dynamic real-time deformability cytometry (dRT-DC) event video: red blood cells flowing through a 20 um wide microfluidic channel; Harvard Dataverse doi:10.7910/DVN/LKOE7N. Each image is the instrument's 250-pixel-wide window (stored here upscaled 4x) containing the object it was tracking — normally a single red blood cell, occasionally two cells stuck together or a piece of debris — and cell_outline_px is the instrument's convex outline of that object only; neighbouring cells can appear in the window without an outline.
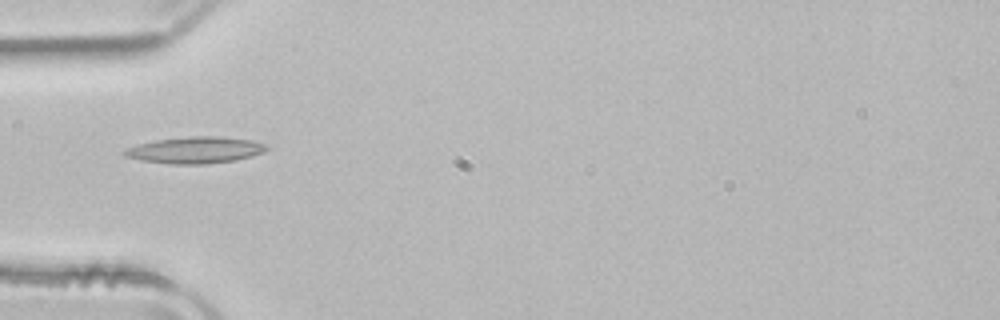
{"species": "common noctule bat (a hibernating species)", "species_latin": "Nyctalus noctula", "temperature_condition": "room temperature", "stored_images_in_passage": 52, "camera_frame_rate_fps": 3000, "um_per_image_px": 0.085, "animal": {"sex": "male", "body_mass_g": 21.5, "forearm_length_mm": 52.0}, "frame": {"image": 1, "passage_image": 17, "time_ms": 5.333, "image_size_px": [1000, 320], "cell_outline_px": [[268, 148], [264, 152], [252, 156], [236, 160], [200, 164], [172, 164], [140, 160], [124, 156], [120, 152], [124, 148], [156, 140], [188, 136], [220, 136], [252, 140], [264, 144]], "centroid_in_image_um": [16.56, 12.75], "position_along_channel_um": 68.4, "area_um2": 22.02}}
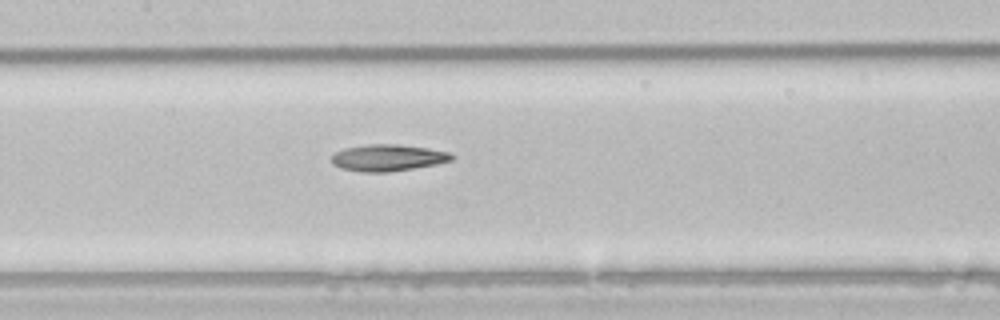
{"frame": {"image": 2, "passage_image": 25, "time_ms": 8.0, "image_size_px": [1000, 320], "cell_outline_px": [[456, 156], [452, 160], [436, 164], [388, 172], [360, 172], [340, 168], [332, 164], [332, 156], [336, 152], [344, 148], [368, 144], [396, 144], [428, 148], [448, 152]], "centroid_in_image_um": [32.95, 13.41], "position_along_channel_um": 174.4, "area_um2": 18.61}}
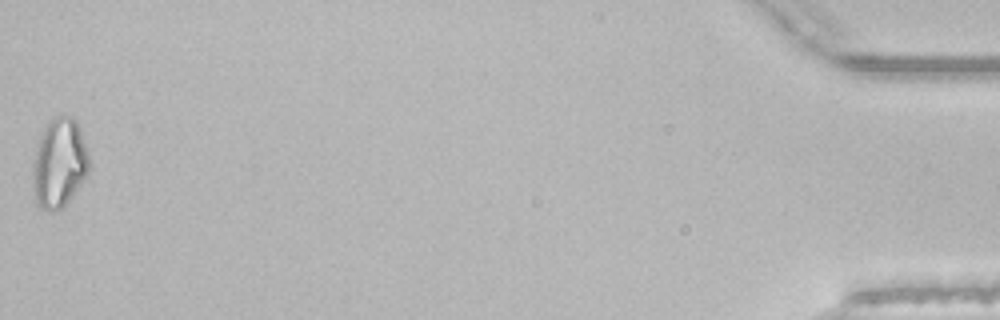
{"frame": {"image": 3, "passage_image": 52, "time_ms": 17.0, "image_size_px": [1000, 320], "cell_outline_px": [[92, 164], [88, 172], [64, 208], [48, 212], [40, 208], [36, 204], [32, 184], [32, 164], [36, 144], [40, 132], [48, 120], [56, 116], [72, 116], [76, 120], [80, 128]], "centroid_in_image_um": [5.01, 13.86], "position_along_channel_um": 430.2, "area_um2": 30.17}}